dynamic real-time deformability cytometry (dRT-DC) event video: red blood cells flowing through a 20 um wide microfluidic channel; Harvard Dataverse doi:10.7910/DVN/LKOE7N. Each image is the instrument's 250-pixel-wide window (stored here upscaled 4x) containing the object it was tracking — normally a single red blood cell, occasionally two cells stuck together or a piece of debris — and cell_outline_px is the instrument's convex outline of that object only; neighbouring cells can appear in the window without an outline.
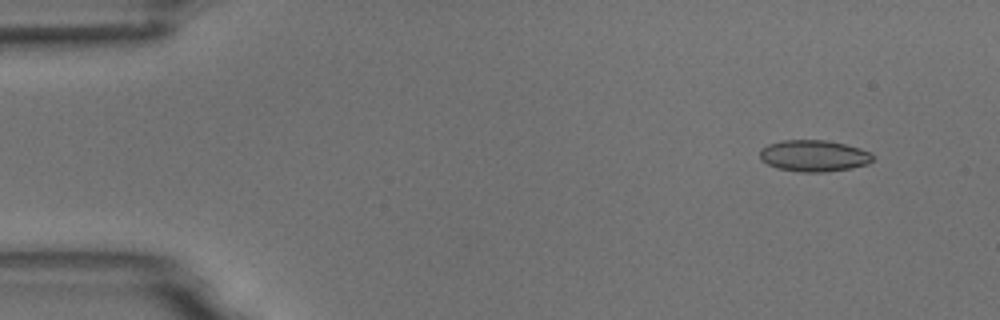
{"species": "common noctule bat (a hibernating species)", "species_latin": "Nyctalus noctula", "temperature_condition": "room temperature", "stored_images_in_passage": 6, "camera_frame_rate_fps": 3000, "um_per_image_px": 0.085, "animal": {"sex": "male", "body_mass_g": 18.8}, "frame": {"image": 1, "passage_image": 2, "time_ms": 1.333, "image_size_px": [1000, 320], "cell_outline_px": [[872, 160], [868, 164], [852, 168], [824, 172], [800, 172], [780, 168], [768, 164], [760, 160], [760, 148], [768, 144], [784, 140], [828, 140], [860, 148], [872, 152]], "centroid_in_image_um": [69.18, 13.24], "position_along_channel_um": 15.8, "area_um2": 20.75}}
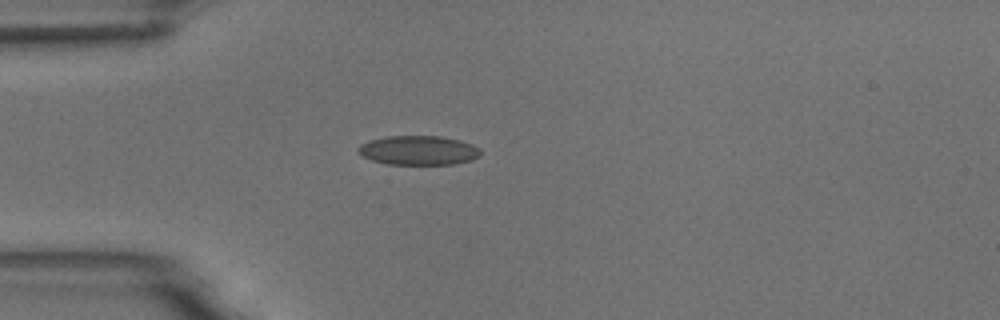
{"frame": {"image": 2, "passage_image": 5, "time_ms": 4.667, "image_size_px": [1000, 320], "cell_outline_px": [[480, 156], [472, 160], [452, 164], [388, 164], [372, 160], [356, 152], [356, 148], [360, 144], [368, 140], [388, 136], [440, 136], [460, 140], [472, 144], [480, 148]], "centroid_in_image_um": [35.56, 12.77], "position_along_channel_um": 49.4, "area_um2": 20.98}}